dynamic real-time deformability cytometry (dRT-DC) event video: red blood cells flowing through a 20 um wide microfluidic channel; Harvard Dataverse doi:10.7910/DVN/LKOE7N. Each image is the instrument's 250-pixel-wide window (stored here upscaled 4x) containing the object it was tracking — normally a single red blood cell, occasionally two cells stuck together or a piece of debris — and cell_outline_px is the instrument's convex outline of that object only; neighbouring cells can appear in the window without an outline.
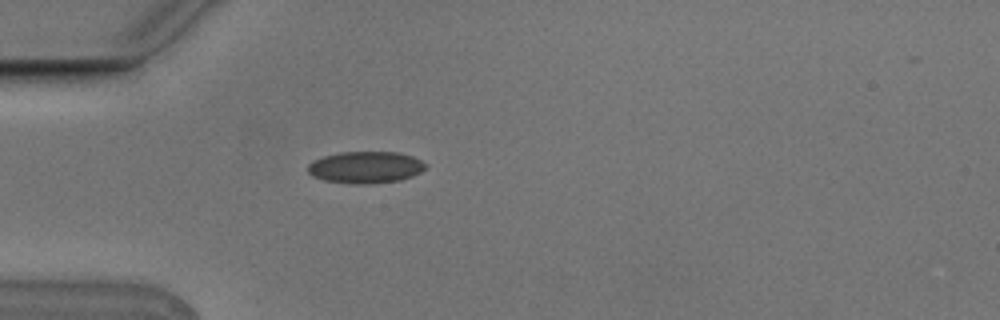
{"species": "Egyptian fruit bat (a non-hibernating species)", "species_latin": "Rousettus aegyptiacus", "temperature_condition": "cold", "stored_images_in_passage": 1, "camera_frame_rate_fps": 3000, "um_per_image_px": 0.085, "animal": {"sex": "male"}, "frame": {"image": 1, "passage_image": 1, "time_ms": 0.0, "image_size_px": [1000, 320], "cell_outline_px": [[428, 164], [420, 172], [412, 176], [400, 180], [364, 184], [356, 184], [324, 180], [312, 176], [308, 172], [308, 164], [312, 160], [324, 156], [340, 152], [400, 152], [412, 156]], "centroid_in_image_um": [31.06, 14.21], "position_along_channel_um": 53.9, "area_um2": 21.79}}